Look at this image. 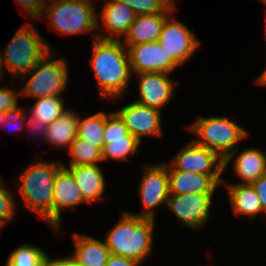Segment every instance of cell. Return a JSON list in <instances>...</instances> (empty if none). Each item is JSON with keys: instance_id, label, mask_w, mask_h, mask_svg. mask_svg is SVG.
Masks as SVG:
<instances>
[{"instance_id": "4316f807", "label": "cell", "mask_w": 266, "mask_h": 266, "mask_svg": "<svg viewBox=\"0 0 266 266\" xmlns=\"http://www.w3.org/2000/svg\"><path fill=\"white\" fill-rule=\"evenodd\" d=\"M67 109L60 96L41 97L37 98L36 104L31 108L30 117L49 125Z\"/></svg>"}, {"instance_id": "e0dca14e", "label": "cell", "mask_w": 266, "mask_h": 266, "mask_svg": "<svg viewBox=\"0 0 266 266\" xmlns=\"http://www.w3.org/2000/svg\"><path fill=\"white\" fill-rule=\"evenodd\" d=\"M172 11H163L155 14L137 15L125 35L123 45H131L158 41L165 20Z\"/></svg>"}, {"instance_id": "ffe728a7", "label": "cell", "mask_w": 266, "mask_h": 266, "mask_svg": "<svg viewBox=\"0 0 266 266\" xmlns=\"http://www.w3.org/2000/svg\"><path fill=\"white\" fill-rule=\"evenodd\" d=\"M75 251L71 255L82 266H105L111 252L105 241L91 236L74 234Z\"/></svg>"}, {"instance_id": "e575fe53", "label": "cell", "mask_w": 266, "mask_h": 266, "mask_svg": "<svg viewBox=\"0 0 266 266\" xmlns=\"http://www.w3.org/2000/svg\"><path fill=\"white\" fill-rule=\"evenodd\" d=\"M251 185L261 201L263 213H266V173Z\"/></svg>"}, {"instance_id": "44dd1931", "label": "cell", "mask_w": 266, "mask_h": 266, "mask_svg": "<svg viewBox=\"0 0 266 266\" xmlns=\"http://www.w3.org/2000/svg\"><path fill=\"white\" fill-rule=\"evenodd\" d=\"M79 115L73 110H66L54 122L47 125L45 140L55 147L68 149L77 137Z\"/></svg>"}, {"instance_id": "836d02e7", "label": "cell", "mask_w": 266, "mask_h": 266, "mask_svg": "<svg viewBox=\"0 0 266 266\" xmlns=\"http://www.w3.org/2000/svg\"><path fill=\"white\" fill-rule=\"evenodd\" d=\"M18 95L15 89L0 87V117L2 114L18 106Z\"/></svg>"}, {"instance_id": "1f68e13d", "label": "cell", "mask_w": 266, "mask_h": 266, "mask_svg": "<svg viewBox=\"0 0 266 266\" xmlns=\"http://www.w3.org/2000/svg\"><path fill=\"white\" fill-rule=\"evenodd\" d=\"M19 106L11 109V110H7L5 111L2 116L0 117V125H7L8 127H10L11 125H13L12 128L13 131H19L20 129H22L23 125L25 127V123L28 117L25 113L26 110L24 109H19ZM9 124V125H8ZM7 127V128H8ZM12 127V126H11ZM10 130V128H9Z\"/></svg>"}, {"instance_id": "4fadbf2b", "label": "cell", "mask_w": 266, "mask_h": 266, "mask_svg": "<svg viewBox=\"0 0 266 266\" xmlns=\"http://www.w3.org/2000/svg\"><path fill=\"white\" fill-rule=\"evenodd\" d=\"M123 120L129 133L140 142L141 137H161L162 123L161 111L142 105L136 101L115 111Z\"/></svg>"}, {"instance_id": "2e32d148", "label": "cell", "mask_w": 266, "mask_h": 266, "mask_svg": "<svg viewBox=\"0 0 266 266\" xmlns=\"http://www.w3.org/2000/svg\"><path fill=\"white\" fill-rule=\"evenodd\" d=\"M101 18L108 34L98 32L97 37L105 40H122L133 23L137 14L128 5L116 1L108 0L102 7Z\"/></svg>"}, {"instance_id": "ac0fdd59", "label": "cell", "mask_w": 266, "mask_h": 266, "mask_svg": "<svg viewBox=\"0 0 266 266\" xmlns=\"http://www.w3.org/2000/svg\"><path fill=\"white\" fill-rule=\"evenodd\" d=\"M81 190L83 203H93L103 199L105 179L98 164L84 166H66Z\"/></svg>"}, {"instance_id": "4dcf8cb0", "label": "cell", "mask_w": 266, "mask_h": 266, "mask_svg": "<svg viewBox=\"0 0 266 266\" xmlns=\"http://www.w3.org/2000/svg\"><path fill=\"white\" fill-rule=\"evenodd\" d=\"M129 134L123 120L115 112L106 114L104 139L123 138Z\"/></svg>"}, {"instance_id": "30bf717a", "label": "cell", "mask_w": 266, "mask_h": 266, "mask_svg": "<svg viewBox=\"0 0 266 266\" xmlns=\"http://www.w3.org/2000/svg\"><path fill=\"white\" fill-rule=\"evenodd\" d=\"M214 195V193L169 194L166 206L182 224L198 230L210 217Z\"/></svg>"}, {"instance_id": "9a60e30c", "label": "cell", "mask_w": 266, "mask_h": 266, "mask_svg": "<svg viewBox=\"0 0 266 266\" xmlns=\"http://www.w3.org/2000/svg\"><path fill=\"white\" fill-rule=\"evenodd\" d=\"M82 193L76 184L72 174L65 168V165L57 171L52 196V227L59 232L61 223V210L75 208L82 205Z\"/></svg>"}, {"instance_id": "52a82bcc", "label": "cell", "mask_w": 266, "mask_h": 266, "mask_svg": "<svg viewBox=\"0 0 266 266\" xmlns=\"http://www.w3.org/2000/svg\"><path fill=\"white\" fill-rule=\"evenodd\" d=\"M51 50L48 52L34 68L21 76H31L23 88L20 90L21 96L41 98L50 96H61L68 84V64L64 59H51ZM50 58V59H49ZM50 60V61H49Z\"/></svg>"}, {"instance_id": "9c48e42d", "label": "cell", "mask_w": 266, "mask_h": 266, "mask_svg": "<svg viewBox=\"0 0 266 266\" xmlns=\"http://www.w3.org/2000/svg\"><path fill=\"white\" fill-rule=\"evenodd\" d=\"M142 176L139 195L142 202L143 212L130 214L155 219L154 208L157 206L166 207L167 199L170 194L167 164L160 163L145 167Z\"/></svg>"}, {"instance_id": "f1b7e54d", "label": "cell", "mask_w": 266, "mask_h": 266, "mask_svg": "<svg viewBox=\"0 0 266 266\" xmlns=\"http://www.w3.org/2000/svg\"><path fill=\"white\" fill-rule=\"evenodd\" d=\"M129 7L137 15L155 14L163 11H173L176 9L173 0H116Z\"/></svg>"}, {"instance_id": "8fae6325", "label": "cell", "mask_w": 266, "mask_h": 266, "mask_svg": "<svg viewBox=\"0 0 266 266\" xmlns=\"http://www.w3.org/2000/svg\"><path fill=\"white\" fill-rule=\"evenodd\" d=\"M158 42L179 66L192 57L200 46V41L188 27L171 16L165 20Z\"/></svg>"}, {"instance_id": "3957f363", "label": "cell", "mask_w": 266, "mask_h": 266, "mask_svg": "<svg viewBox=\"0 0 266 266\" xmlns=\"http://www.w3.org/2000/svg\"><path fill=\"white\" fill-rule=\"evenodd\" d=\"M35 161V162H34ZM15 183L25 207L52 227V196L54 179L62 163L44 161L37 157Z\"/></svg>"}, {"instance_id": "ba28073f", "label": "cell", "mask_w": 266, "mask_h": 266, "mask_svg": "<svg viewBox=\"0 0 266 266\" xmlns=\"http://www.w3.org/2000/svg\"><path fill=\"white\" fill-rule=\"evenodd\" d=\"M169 166V167H168ZM167 170H180L211 176L219 185L224 179V160L214 151L190 141L167 164ZM222 177V178H221Z\"/></svg>"}, {"instance_id": "8d00e7d4", "label": "cell", "mask_w": 266, "mask_h": 266, "mask_svg": "<svg viewBox=\"0 0 266 266\" xmlns=\"http://www.w3.org/2000/svg\"><path fill=\"white\" fill-rule=\"evenodd\" d=\"M47 266H82L76 259L72 256H67L66 258H56L52 260L47 258Z\"/></svg>"}, {"instance_id": "277c9868", "label": "cell", "mask_w": 266, "mask_h": 266, "mask_svg": "<svg viewBox=\"0 0 266 266\" xmlns=\"http://www.w3.org/2000/svg\"><path fill=\"white\" fill-rule=\"evenodd\" d=\"M189 130L199 138L193 139L197 144L216 152L224 160V169L238 153L237 143L249 136V132L224 116L199 117L189 125Z\"/></svg>"}, {"instance_id": "7402d4cb", "label": "cell", "mask_w": 266, "mask_h": 266, "mask_svg": "<svg viewBox=\"0 0 266 266\" xmlns=\"http://www.w3.org/2000/svg\"><path fill=\"white\" fill-rule=\"evenodd\" d=\"M226 179L222 185L228 189V197L236 215L256 217L257 214H263L261 201L251 184H229Z\"/></svg>"}, {"instance_id": "5b68a950", "label": "cell", "mask_w": 266, "mask_h": 266, "mask_svg": "<svg viewBox=\"0 0 266 266\" xmlns=\"http://www.w3.org/2000/svg\"><path fill=\"white\" fill-rule=\"evenodd\" d=\"M51 50L52 47L43 39L37 28L31 24L21 26L8 43L5 55H2L0 50L2 73L5 75L7 66L10 75L21 77L30 72Z\"/></svg>"}, {"instance_id": "83f0119b", "label": "cell", "mask_w": 266, "mask_h": 266, "mask_svg": "<svg viewBox=\"0 0 266 266\" xmlns=\"http://www.w3.org/2000/svg\"><path fill=\"white\" fill-rule=\"evenodd\" d=\"M47 258L40 247L24 244L11 252L5 266H47Z\"/></svg>"}, {"instance_id": "cb8c5ba5", "label": "cell", "mask_w": 266, "mask_h": 266, "mask_svg": "<svg viewBox=\"0 0 266 266\" xmlns=\"http://www.w3.org/2000/svg\"><path fill=\"white\" fill-rule=\"evenodd\" d=\"M106 113L98 112L78 123L77 137L103 149Z\"/></svg>"}, {"instance_id": "74e56055", "label": "cell", "mask_w": 266, "mask_h": 266, "mask_svg": "<svg viewBox=\"0 0 266 266\" xmlns=\"http://www.w3.org/2000/svg\"><path fill=\"white\" fill-rule=\"evenodd\" d=\"M26 124L29 125L28 129H32L31 132L33 131L34 134H40L43 138H45L47 125L44 122H40L34 117H31Z\"/></svg>"}, {"instance_id": "ab89813d", "label": "cell", "mask_w": 266, "mask_h": 266, "mask_svg": "<svg viewBox=\"0 0 266 266\" xmlns=\"http://www.w3.org/2000/svg\"><path fill=\"white\" fill-rule=\"evenodd\" d=\"M3 76H4V75H3V73H2V68H1V63H0V80L2 79Z\"/></svg>"}, {"instance_id": "6da1fadb", "label": "cell", "mask_w": 266, "mask_h": 266, "mask_svg": "<svg viewBox=\"0 0 266 266\" xmlns=\"http://www.w3.org/2000/svg\"><path fill=\"white\" fill-rule=\"evenodd\" d=\"M91 67L98 85L99 95L117 99L127 90L132 77L127 48L121 40H105L93 34Z\"/></svg>"}, {"instance_id": "d6986e66", "label": "cell", "mask_w": 266, "mask_h": 266, "mask_svg": "<svg viewBox=\"0 0 266 266\" xmlns=\"http://www.w3.org/2000/svg\"><path fill=\"white\" fill-rule=\"evenodd\" d=\"M170 194L215 193L219 184L209 175L167 170Z\"/></svg>"}, {"instance_id": "603a6c76", "label": "cell", "mask_w": 266, "mask_h": 266, "mask_svg": "<svg viewBox=\"0 0 266 266\" xmlns=\"http://www.w3.org/2000/svg\"><path fill=\"white\" fill-rule=\"evenodd\" d=\"M234 171L244 183L252 184L266 173V155L258 148L242 151L234 161Z\"/></svg>"}, {"instance_id": "7c38bea8", "label": "cell", "mask_w": 266, "mask_h": 266, "mask_svg": "<svg viewBox=\"0 0 266 266\" xmlns=\"http://www.w3.org/2000/svg\"><path fill=\"white\" fill-rule=\"evenodd\" d=\"M127 50L132 74L133 72L170 74L179 66L158 41L131 45Z\"/></svg>"}, {"instance_id": "d590c367", "label": "cell", "mask_w": 266, "mask_h": 266, "mask_svg": "<svg viewBox=\"0 0 266 266\" xmlns=\"http://www.w3.org/2000/svg\"><path fill=\"white\" fill-rule=\"evenodd\" d=\"M136 260L111 254L105 266H139Z\"/></svg>"}, {"instance_id": "d6a6232c", "label": "cell", "mask_w": 266, "mask_h": 266, "mask_svg": "<svg viewBox=\"0 0 266 266\" xmlns=\"http://www.w3.org/2000/svg\"><path fill=\"white\" fill-rule=\"evenodd\" d=\"M18 5L26 12L32 19L41 20L43 16L44 7L47 0H15ZM41 18V19H40Z\"/></svg>"}, {"instance_id": "5bb4252c", "label": "cell", "mask_w": 266, "mask_h": 266, "mask_svg": "<svg viewBox=\"0 0 266 266\" xmlns=\"http://www.w3.org/2000/svg\"><path fill=\"white\" fill-rule=\"evenodd\" d=\"M169 75L164 72L137 73L140 99L135 101L161 111L170 99L174 97V87L179 85V82L170 79Z\"/></svg>"}, {"instance_id": "7a4b0ae2", "label": "cell", "mask_w": 266, "mask_h": 266, "mask_svg": "<svg viewBox=\"0 0 266 266\" xmlns=\"http://www.w3.org/2000/svg\"><path fill=\"white\" fill-rule=\"evenodd\" d=\"M155 219L123 213L106 234L105 243L111 254L136 260L138 263L152 252Z\"/></svg>"}, {"instance_id": "8992f818", "label": "cell", "mask_w": 266, "mask_h": 266, "mask_svg": "<svg viewBox=\"0 0 266 266\" xmlns=\"http://www.w3.org/2000/svg\"><path fill=\"white\" fill-rule=\"evenodd\" d=\"M44 11L51 28L63 35H77L100 28L92 0H47ZM49 4V5H48Z\"/></svg>"}, {"instance_id": "484cf974", "label": "cell", "mask_w": 266, "mask_h": 266, "mask_svg": "<svg viewBox=\"0 0 266 266\" xmlns=\"http://www.w3.org/2000/svg\"><path fill=\"white\" fill-rule=\"evenodd\" d=\"M69 166L96 165L103 161L102 149L84 139L76 137L69 148Z\"/></svg>"}, {"instance_id": "f35d334b", "label": "cell", "mask_w": 266, "mask_h": 266, "mask_svg": "<svg viewBox=\"0 0 266 266\" xmlns=\"http://www.w3.org/2000/svg\"><path fill=\"white\" fill-rule=\"evenodd\" d=\"M255 83L266 85V69L264 70V72L261 73Z\"/></svg>"}, {"instance_id": "d4e9b609", "label": "cell", "mask_w": 266, "mask_h": 266, "mask_svg": "<svg viewBox=\"0 0 266 266\" xmlns=\"http://www.w3.org/2000/svg\"><path fill=\"white\" fill-rule=\"evenodd\" d=\"M141 142L130 133L123 138L104 139L102 149L103 160L113 158L120 161H128V157L135 155Z\"/></svg>"}, {"instance_id": "f546056e", "label": "cell", "mask_w": 266, "mask_h": 266, "mask_svg": "<svg viewBox=\"0 0 266 266\" xmlns=\"http://www.w3.org/2000/svg\"><path fill=\"white\" fill-rule=\"evenodd\" d=\"M0 178V226H4L7 221H11L15 215V200L11 191L4 185Z\"/></svg>"}]
</instances>
